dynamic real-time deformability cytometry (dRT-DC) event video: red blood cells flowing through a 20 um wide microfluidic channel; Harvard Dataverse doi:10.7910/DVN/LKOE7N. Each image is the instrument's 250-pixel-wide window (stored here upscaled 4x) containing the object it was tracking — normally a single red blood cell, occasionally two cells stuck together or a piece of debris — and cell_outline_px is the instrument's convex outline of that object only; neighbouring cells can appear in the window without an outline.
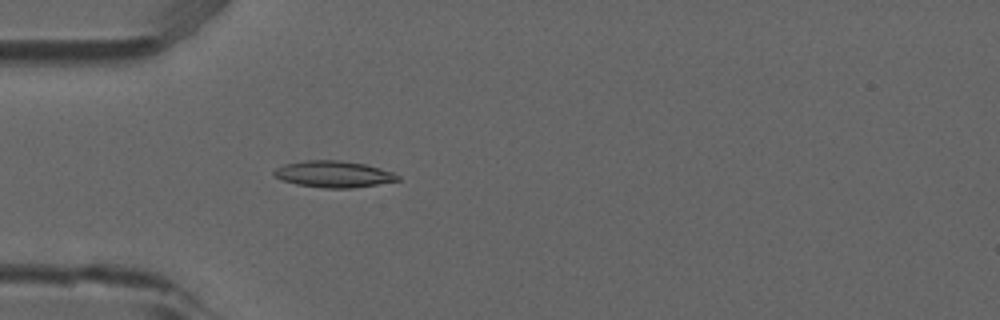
{"species": "common noctule bat (a hibernating species)", "species_latin": "Nyctalus noctula", "temperature_condition": "room temperature", "stored_images_in_passage": 3, "camera_frame_rate_fps": 3000, "um_per_image_px": 0.085, "animal": {"sex": "male", "forearm_length_mm": 52.5}, "frame": {"image": 1, "passage_image": 3, "time_ms": 0.667, "image_size_px": [1000, 320], "cell_outline_px": [[400, 180], [352, 188], [324, 188], [296, 184], [280, 180], [272, 172], [276, 168], [284, 164], [304, 160], [340, 160], [364, 164], [380, 168], [392, 172], [400, 176]], "centroid_in_image_um": [28.33, 14.8], "position_along_channel_um": 56.7, "area_um2": 19.07}}